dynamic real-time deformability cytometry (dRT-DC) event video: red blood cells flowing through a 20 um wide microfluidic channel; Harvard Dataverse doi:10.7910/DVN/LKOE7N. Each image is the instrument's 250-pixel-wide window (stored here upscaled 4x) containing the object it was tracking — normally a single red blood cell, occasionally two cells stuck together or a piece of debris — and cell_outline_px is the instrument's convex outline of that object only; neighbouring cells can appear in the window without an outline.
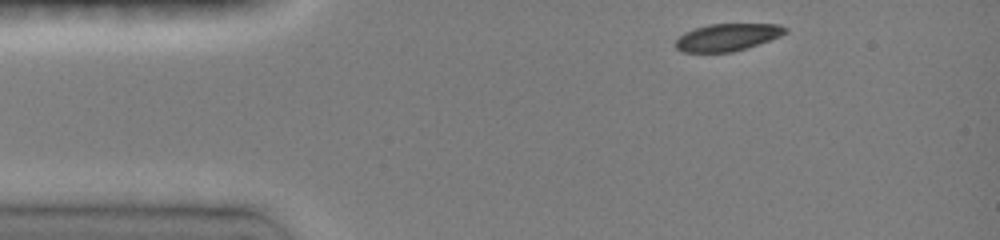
{"species": "common noctule bat (a hibernating species)", "species_latin": "Nyctalus noctula", "temperature_condition": "room temperature", "stored_images_in_passage": 8, "camera_frame_rate_fps": 3000, "um_per_image_px": 0.085, "animal": {"sex": "female", "body_mass_g": 19.0, "forearm_length_mm": 51.5}, "frame": {"image": 1, "passage_image": 1, "time_ms": 0.0, "image_size_px": [1000, 240], "cell_outline_px": [[788, 32], [780, 36], [732, 52], [684, 52], [676, 48], [676, 40], [684, 32], [708, 24], [780, 24], [788, 28]], "centroid_in_image_um": [61.83, 3.15], "position_along_channel_um": 23.2, "area_um2": 17.22}}
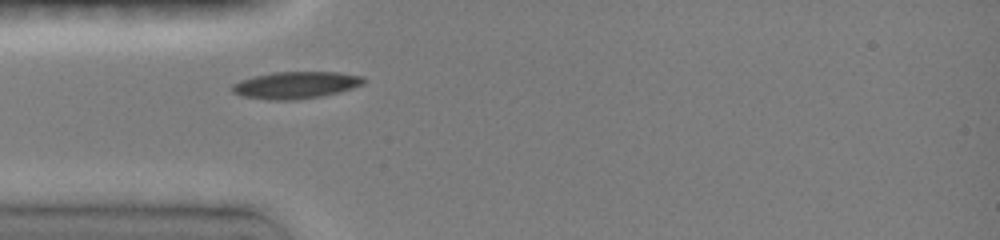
{"frame": {"image": 2, "passage_image": 4, "time_ms": 2.333, "image_size_px": [1000, 240], "cell_outline_px": [[364, 84], [340, 92], [320, 96], [292, 100], [268, 100], [240, 96], [232, 92], [232, 84], [240, 80], [252, 76], [272, 72], [340, 72], [364, 76]], "centroid_in_image_um": [25.11, 7.23], "position_along_channel_um": 59.9, "area_um2": 20.87}}
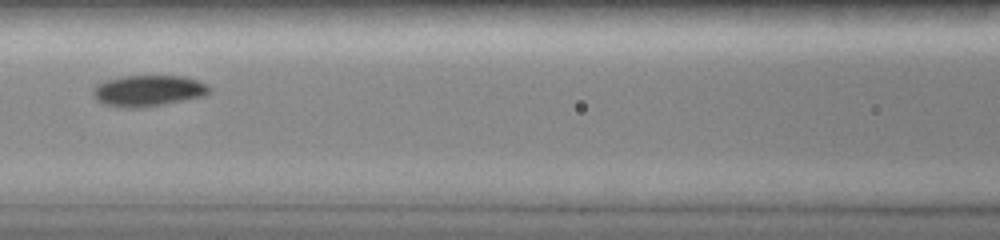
{"frame": {"image": 3, "passage_image": 7, "time_ms": 4.667, "image_size_px": [1000, 240], "cell_outline_px": [[212, 92], [204, 96], [164, 104], [140, 108], [124, 108], [104, 104], [96, 100], [92, 92], [92, 88], [96, 84], [104, 80], [120, 76], [184, 76], [208, 84], [212, 88]], "centroid_in_image_um": [12.59, 7.71], "position_along_channel_um": 154.0, "area_um2": 21.44}}